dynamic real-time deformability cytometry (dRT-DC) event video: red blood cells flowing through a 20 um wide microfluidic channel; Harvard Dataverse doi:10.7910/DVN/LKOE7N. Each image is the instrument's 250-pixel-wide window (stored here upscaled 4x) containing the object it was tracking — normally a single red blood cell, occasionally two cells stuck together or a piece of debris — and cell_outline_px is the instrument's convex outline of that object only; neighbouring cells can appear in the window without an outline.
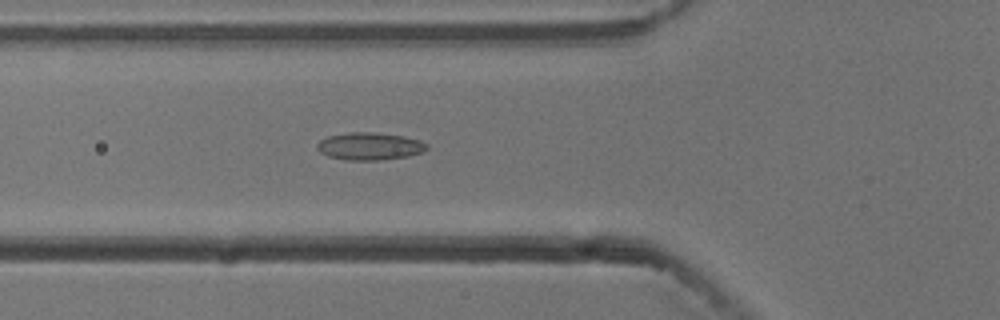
{"species": "common noctule bat (a hibernating species)", "species_latin": "Nyctalus noctula", "temperature_condition": "cold", "stored_images_in_passage": 43, "camera_frame_rate_fps": 3000, "um_per_image_px": 0.085, "animal": {"sex": "male", "body_mass_g": 13.3}, "frame": {"image": 1, "passage_image": 8, "time_ms": 2.333, "image_size_px": [1000, 320], "cell_outline_px": [[428, 148], [424, 152], [408, 156], [380, 160], [344, 160], [328, 156], [320, 152], [316, 148], [316, 144], [320, 140], [328, 136], [348, 132], [376, 132], [404, 136], [420, 140], [428, 144]], "centroid_in_image_um": [31.43, 12.43], "position_along_channel_um": 94.4, "area_um2": 17.8}}
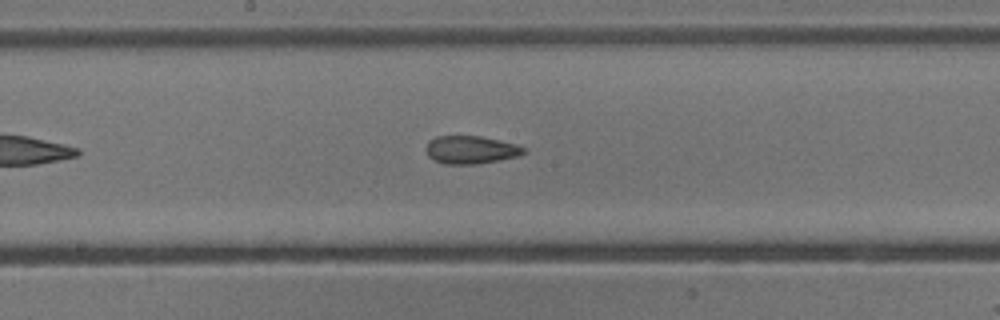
{"frame": {"image": 2, "passage_image": 17, "time_ms": 5.333, "image_size_px": [1000, 320], "cell_outline_px": [[524, 152], [516, 156], [476, 164], [444, 164], [428, 156], [424, 148], [428, 140], [436, 136], [480, 136], [516, 144], [524, 148]], "centroid_in_image_um": [39.93, 12.72], "position_along_channel_um": 208.3, "area_um2": 15.72}}
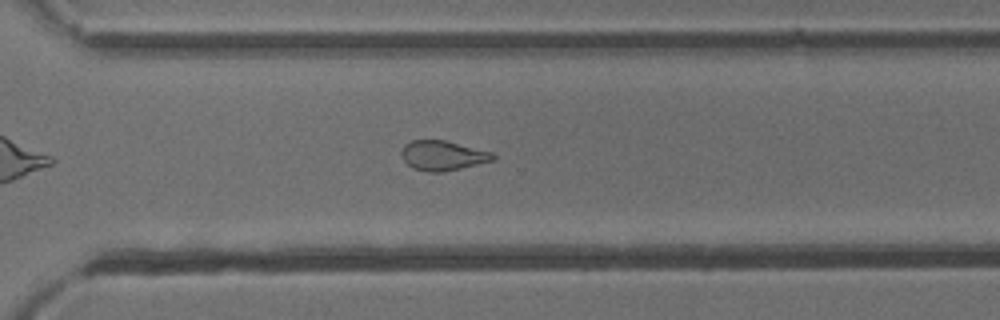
{"frame": {"image": 3, "passage_image": 27, "time_ms": 8.667, "image_size_px": [1000, 320], "cell_outline_px": [[496, 156], [492, 160], [460, 168], [440, 172], [428, 172], [412, 168], [404, 160], [400, 152], [404, 144], [412, 140], [444, 140], [492, 152]], "centroid_in_image_um": [37.59, 13.21], "position_along_channel_um": 333.0, "area_um2": 15.66}, "authors_computed_cell_mechanics": {"area_um2": 16.8776, "velocity_mm_per_s": 3.7655, "shape_relaxation_time_tau1_ms": null, "shape_relaxation_time_tau2_ms": 2.6448, "deformation_change_tau1": null, "deformation_change_tau2": 0.0928}}